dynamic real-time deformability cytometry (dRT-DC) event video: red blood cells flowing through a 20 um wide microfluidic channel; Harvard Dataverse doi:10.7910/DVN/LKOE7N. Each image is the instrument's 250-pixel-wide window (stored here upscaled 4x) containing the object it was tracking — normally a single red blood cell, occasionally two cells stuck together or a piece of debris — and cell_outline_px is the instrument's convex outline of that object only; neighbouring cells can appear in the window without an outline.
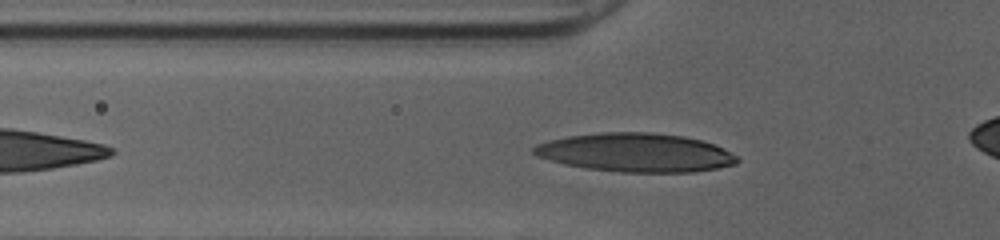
{"species": "human", "species_latin": "Homo sapiens", "temperature_condition": "cold", "stored_images_in_passage": 30, "camera_frame_rate_fps": 3000, "um_per_image_px": 0.085, "donor": {"sex": "female"}, "frame": {"image": 1, "passage_image": 5, "time_ms": 1.333, "image_size_px": [1000, 240], "cell_outline_px": [[740, 160], [736, 164], [716, 168], [692, 172], [620, 172], [588, 168], [564, 164], [536, 156], [532, 152], [532, 148], [536, 144], [548, 140], [568, 136], [600, 132], [652, 132], [684, 136], [716, 144], [740, 156]], "centroid_in_image_um": [54.06, 12.96], "position_along_channel_um": 71.7, "area_um2": 46.12}}
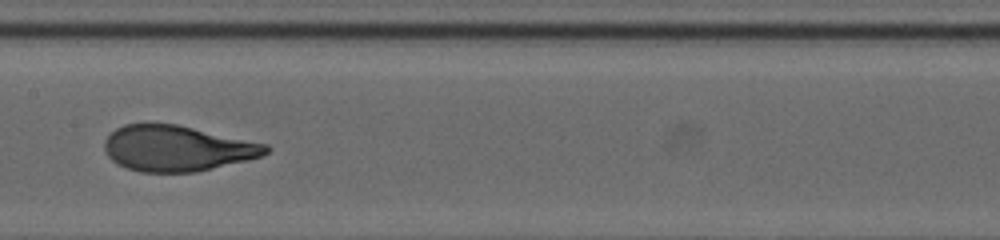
{"frame": {"image": 2, "passage_image": 14, "time_ms": 4.333, "image_size_px": [1000, 240], "cell_outline_px": [[272, 148], [264, 156], [248, 160], [196, 172], [140, 172], [128, 168], [112, 160], [108, 156], [104, 148], [104, 140], [116, 128], [124, 124], [176, 124], [268, 144]], "centroid_in_image_um": [15.09, 12.61], "position_along_channel_um": 192.3, "area_um2": 42.89}}
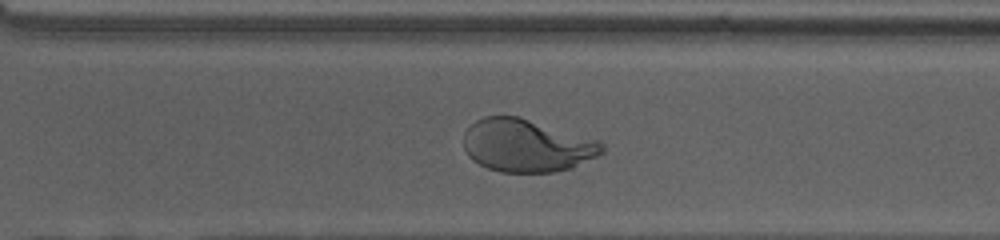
{"frame": {"image": 3, "passage_image": 24, "time_ms": 7.667, "image_size_px": [1000, 240], "cell_outline_px": [[604, 152], [572, 168], [552, 172], [500, 172], [488, 168], [472, 160], [468, 156], [464, 148], [464, 132], [476, 120], [484, 116], [516, 116], [596, 140], [604, 144]], "centroid_in_image_um": [44.73, 12.39], "position_along_channel_um": 325.9, "area_um2": 42.08}, "authors_computed_cell_mechanics": {"area_um2": 43.0899, "velocity_mm_per_s": 4.023, "shape_relaxation_time_tau1_ms": 4.6612, "shape_relaxation_time_tau2_ms": null, "deformation_change_tau1": 0.2674, "deformation_change_tau2": null}}